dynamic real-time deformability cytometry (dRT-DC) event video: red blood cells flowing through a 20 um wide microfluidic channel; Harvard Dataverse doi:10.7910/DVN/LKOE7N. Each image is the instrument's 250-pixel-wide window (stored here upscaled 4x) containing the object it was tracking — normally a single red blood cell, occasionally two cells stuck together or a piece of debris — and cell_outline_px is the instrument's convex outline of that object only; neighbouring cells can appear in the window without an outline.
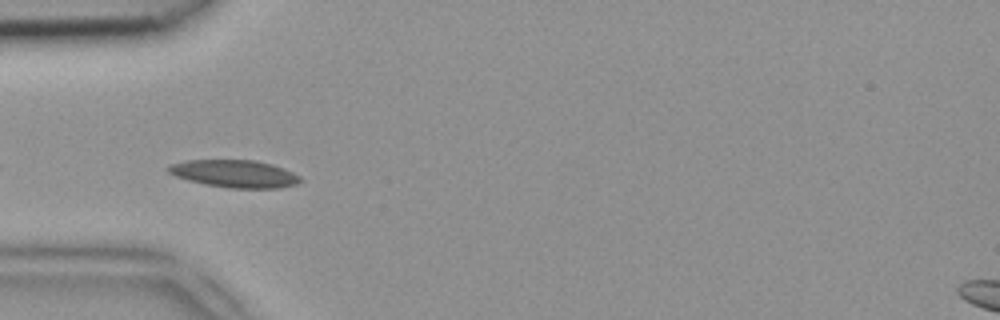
{"species": "common noctule bat (a hibernating species)", "species_latin": "Nyctalus noctula", "temperature_condition": "room temperature", "stored_images_in_passage": 10, "camera_frame_rate_fps": 3000, "um_per_image_px": 0.085, "animal": {"sex": "female", "body_mass_g": 18.4}, "frame": {"image": 1, "passage_image": 2, "time_ms": 0.333, "image_size_px": [1000, 320], "cell_outline_px": [[304, 180], [296, 184], [280, 188], [228, 188], [204, 184], [188, 180], [176, 176], [168, 172], [164, 168], [168, 164], [184, 160], [256, 160], [272, 164], [284, 168], [300, 176]], "centroid_in_image_um": [19.92, 14.76], "position_along_channel_um": 65.1, "area_um2": 21.44}}